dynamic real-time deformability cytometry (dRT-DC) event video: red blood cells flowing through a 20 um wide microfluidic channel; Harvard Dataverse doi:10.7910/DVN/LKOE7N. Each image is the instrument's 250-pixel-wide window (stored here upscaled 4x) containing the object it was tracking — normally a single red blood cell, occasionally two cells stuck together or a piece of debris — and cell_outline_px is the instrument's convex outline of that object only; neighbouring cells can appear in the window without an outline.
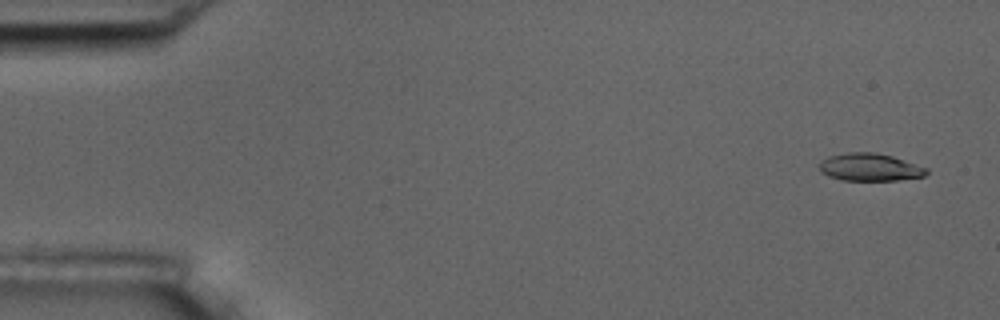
{"species": "common noctule bat (a hibernating species)", "species_latin": "Nyctalus noctula", "temperature_condition": "room temperature", "stored_images_in_passage": 5, "camera_frame_rate_fps": 3000, "um_per_image_px": 0.085, "animal": {"sex": "male", "body_mass_g": 17.5, "forearm_length_mm": 52.3}, "frame": {"image": 1, "passage_image": 1, "time_ms": 0.0, "image_size_px": [1000, 320], "cell_outline_px": [[928, 172], [924, 176], [896, 180], [840, 180], [828, 176], [820, 172], [820, 164], [828, 156], [848, 152], [876, 152], [892, 156], [928, 168]], "centroid_in_image_um": [73.93, 14.21], "position_along_channel_um": 11.1, "area_um2": 17.17}}
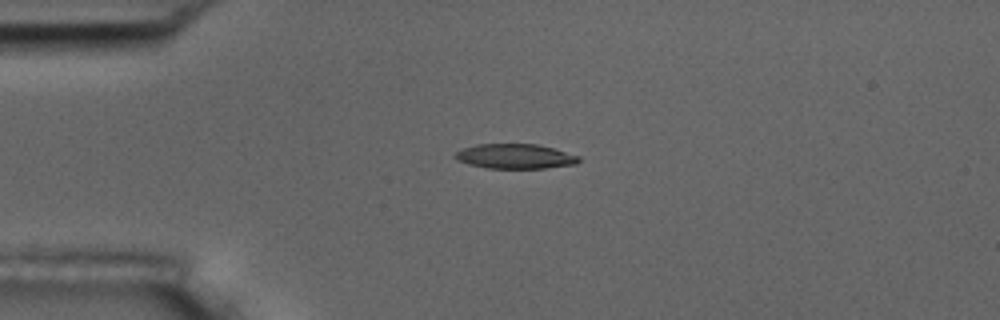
{"frame": {"image": 2, "passage_image": 4, "time_ms": 1.0, "image_size_px": [1000, 320], "cell_outline_px": [[580, 160], [576, 164], [544, 168], [488, 168], [468, 164], [456, 160], [452, 156], [456, 152], [464, 148], [476, 144], [536, 144], [552, 148], [580, 156]], "centroid_in_image_um": [43.76, 13.29], "position_along_channel_um": 41.2, "area_um2": 17.8}}